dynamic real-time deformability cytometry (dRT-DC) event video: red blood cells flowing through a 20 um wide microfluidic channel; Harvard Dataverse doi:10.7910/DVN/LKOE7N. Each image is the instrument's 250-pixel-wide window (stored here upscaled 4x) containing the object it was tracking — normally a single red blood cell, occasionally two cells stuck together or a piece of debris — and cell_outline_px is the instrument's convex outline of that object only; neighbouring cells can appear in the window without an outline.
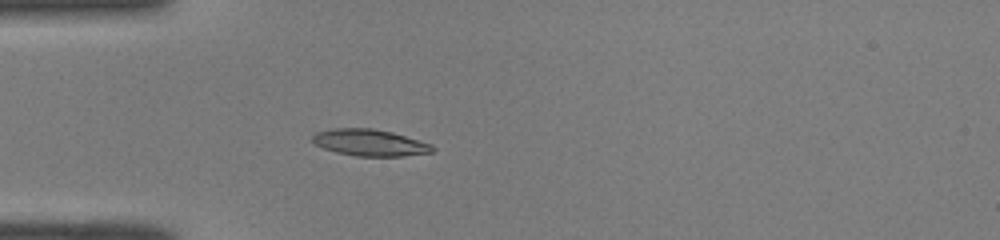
{"species": "common noctule bat (a hibernating species)", "species_latin": "Nyctalus noctula", "temperature_condition": "room temperature", "stored_images_in_passage": 37, "camera_frame_rate_fps": 3000, "um_per_image_px": 0.085, "animal": {"sex": "male", "body_mass_g": 19.0, "forearm_length_mm": 50.8}, "frame": {"image": 1, "passage_image": 4, "time_ms": 1.0, "image_size_px": [1000, 240], "cell_outline_px": [[436, 148], [432, 152], [404, 156], [356, 156], [336, 152], [324, 148], [316, 144], [312, 140], [312, 136], [316, 132], [332, 128], [372, 128], [392, 132], [432, 144]], "centroid_in_image_um": [31.45, 12.12], "position_along_channel_um": 53.6, "area_um2": 18.61}}
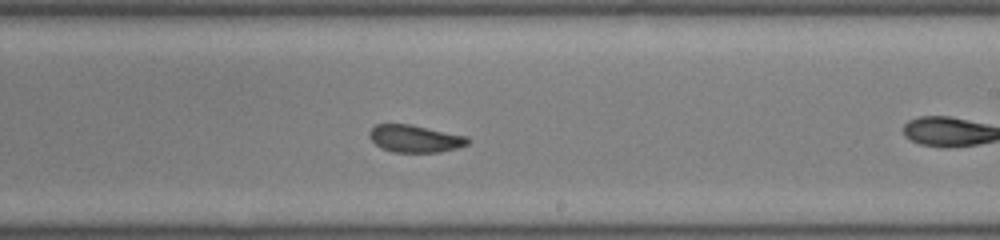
{"frame": {"image": 2, "passage_image": 16, "time_ms": 5.0, "image_size_px": [1000, 240], "cell_outline_px": [[468, 144], [456, 148], [440, 152], [392, 152], [380, 148], [368, 136], [368, 132], [376, 124], [412, 124], [468, 136]], "centroid_in_image_um": [35.26, 11.78], "position_along_channel_um": 253.7, "area_um2": 15.78}}
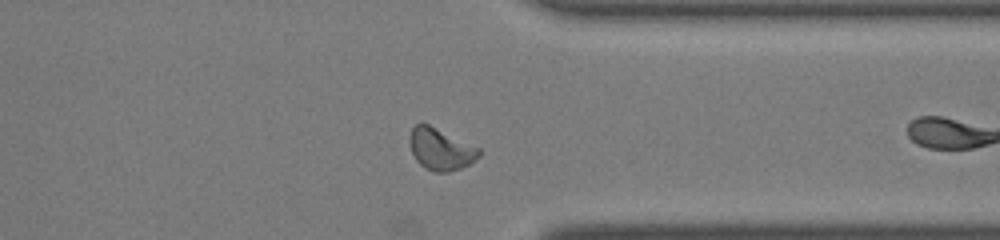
{"frame": {"image": 3, "passage_image": 25, "time_ms": 8.0, "image_size_px": [1000, 240], "cell_outline_px": [[480, 156], [468, 164], [460, 168], [448, 172], [432, 172], [424, 168], [416, 160], [412, 152], [408, 140], [412, 128], [416, 124], [428, 124], [480, 148]], "centroid_in_image_um": [37.43, 12.69], "position_along_channel_um": 374.0, "area_um2": 16.76}}